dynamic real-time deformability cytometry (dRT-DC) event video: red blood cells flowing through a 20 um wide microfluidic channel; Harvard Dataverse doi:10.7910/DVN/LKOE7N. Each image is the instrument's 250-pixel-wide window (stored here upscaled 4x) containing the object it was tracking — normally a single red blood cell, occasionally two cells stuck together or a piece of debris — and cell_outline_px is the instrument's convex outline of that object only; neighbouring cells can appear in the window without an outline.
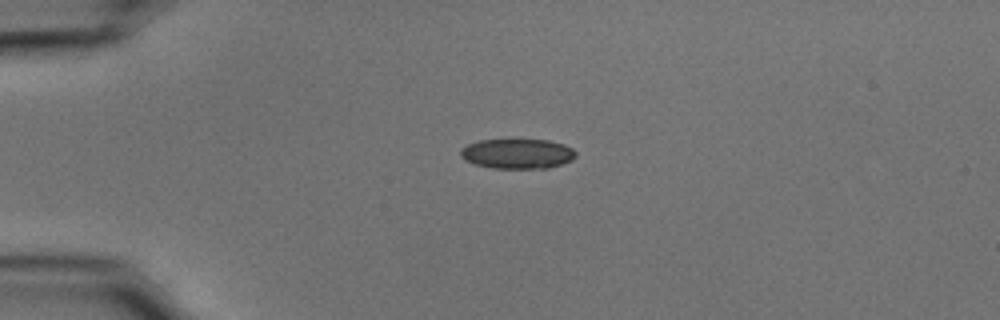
{"species": "common noctule bat (a hibernating species)", "species_latin": "Nyctalus noctula", "temperature_condition": "cold", "stored_images_in_passage": 42, "camera_frame_rate_fps": 3000, "um_per_image_px": 0.085, "animal": {"sex": "male", "body_mass_g": 15.6}, "frame": {"image": 1, "passage_image": 1, "time_ms": 0.0, "image_size_px": [1000, 320], "cell_outline_px": [[576, 156], [572, 160], [548, 168], [492, 168], [476, 164], [464, 160], [460, 156], [460, 148], [468, 144], [480, 140], [508, 136], [548, 140], [564, 144], [572, 148], [576, 152]], "centroid_in_image_um": [43.95, 13.0], "position_along_channel_um": 41.1, "area_um2": 21.04}}
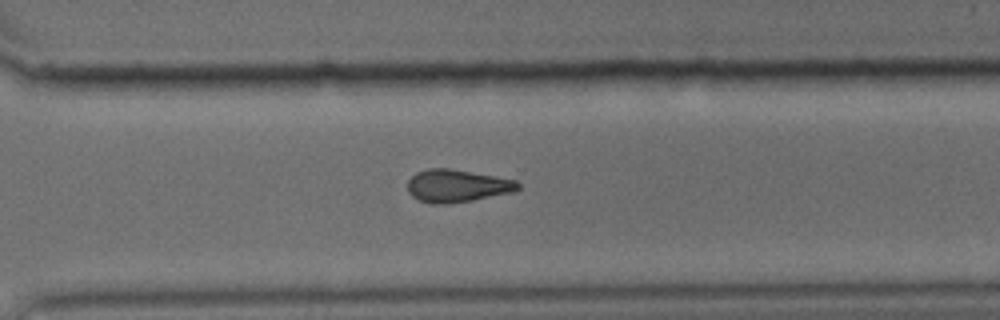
{"frame": {"image": 2, "passage_image": 27, "time_ms": 8.667, "image_size_px": [1000, 320], "cell_outline_px": [[520, 188], [516, 192], [472, 200], [444, 204], [432, 204], [420, 200], [412, 196], [408, 192], [408, 180], [416, 172], [428, 168], [448, 168], [516, 180], [520, 184]], "centroid_in_image_um": [38.86, 15.8], "position_along_channel_um": 331.7, "area_um2": 20.98}}
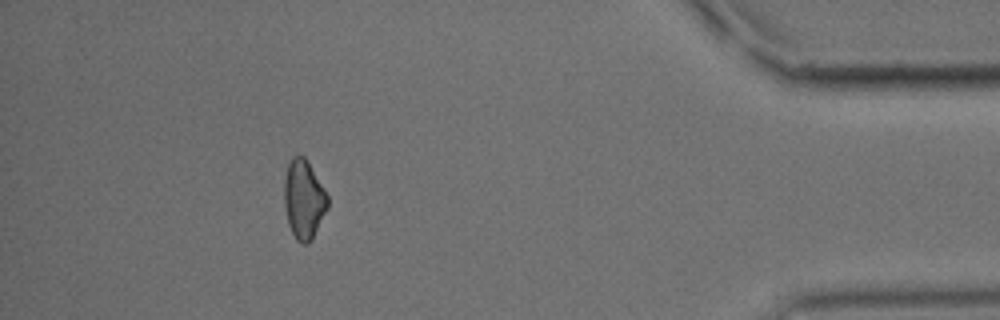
{"frame": {"image": 3, "passage_image": 37, "time_ms": 12.0, "image_size_px": [1000, 320], "cell_outline_px": [[328, 208], [312, 240], [308, 244], [304, 244], [296, 240], [288, 224], [284, 204], [284, 180], [288, 164], [292, 156], [304, 156], [324, 188], [328, 196]], "centroid_in_image_um": [25.82, 16.97], "position_along_channel_um": 409.4, "area_um2": 20.0}, "authors_computed_cell_mechanics": {"area_um2": 20.9525, "velocity_mm_per_s": 3.7151, "shape_relaxation_time_tau1_ms": 5.6252, "shape_relaxation_time_tau2_ms": null, "deformation_change_tau1": 0.0933, "deformation_change_tau2": null}}